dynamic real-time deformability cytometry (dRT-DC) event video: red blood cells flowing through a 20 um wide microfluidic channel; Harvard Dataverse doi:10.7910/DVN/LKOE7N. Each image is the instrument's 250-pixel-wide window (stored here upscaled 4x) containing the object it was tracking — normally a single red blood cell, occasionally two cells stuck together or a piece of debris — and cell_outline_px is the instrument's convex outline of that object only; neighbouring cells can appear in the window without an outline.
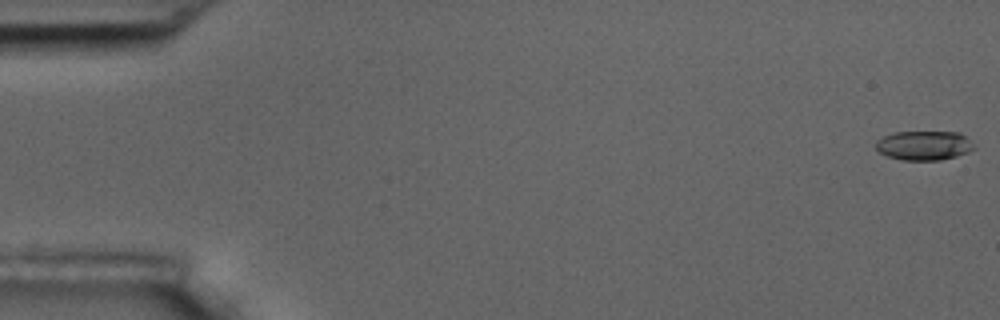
{"species": "common noctule bat (a hibernating species)", "species_latin": "Nyctalus noctula", "temperature_condition": "room temperature", "stored_images_in_passage": 54, "camera_frame_rate_fps": 3000, "um_per_image_px": 0.085, "animal": {"sex": "male", "body_mass_g": 17.5, "forearm_length_mm": 52.3}, "frame": {"image": 1, "passage_image": 1, "time_ms": 0.0, "image_size_px": [1000, 320], "cell_outline_px": [[976, 148], [968, 152], [956, 156], [940, 160], [904, 160], [888, 156], [880, 152], [876, 148], [876, 140], [884, 136], [896, 132], [960, 132]], "centroid_in_image_um": [78.54, 12.36], "position_along_channel_um": 6.5, "area_um2": 16.59}}
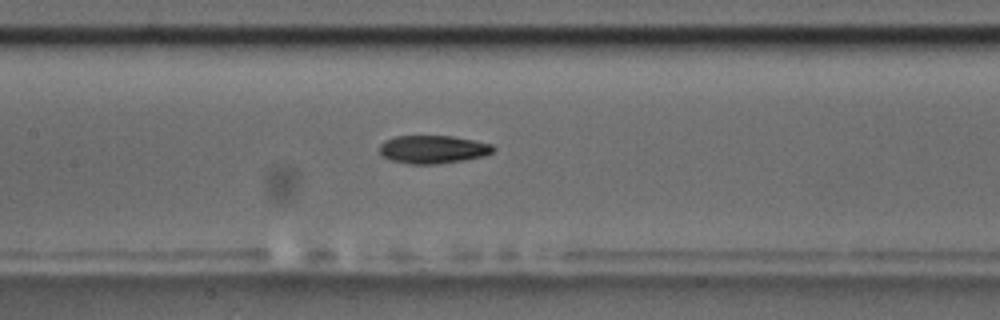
{"frame": {"image": 2, "passage_image": 27, "time_ms": 8.667, "image_size_px": [1000, 320], "cell_outline_px": [[496, 148], [492, 152], [484, 156], [464, 160], [432, 164], [412, 164], [392, 160], [384, 156], [380, 152], [380, 144], [384, 140], [396, 136], [452, 136], [492, 144]], "centroid_in_image_um": [36.81, 12.69], "position_along_channel_um": 170.6, "area_um2": 18.44}}
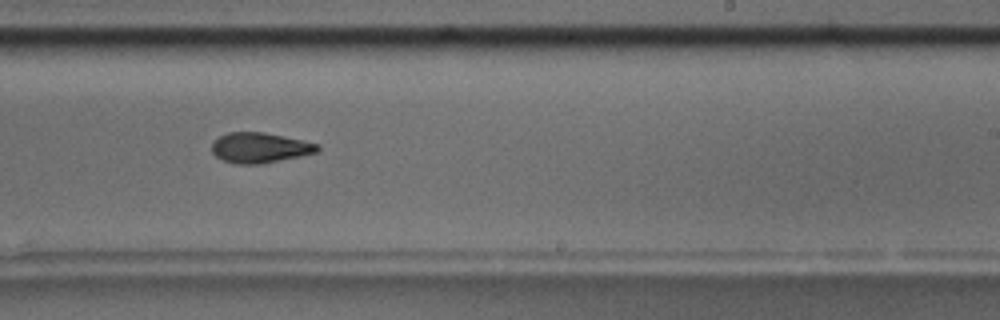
{"frame": {"image": 3, "passage_image": 35, "time_ms": 11.333, "image_size_px": [1000, 320], "cell_outline_px": [[320, 148], [316, 152], [300, 156], [280, 160], [256, 164], [236, 164], [224, 160], [216, 156], [212, 152], [212, 144], [220, 136], [228, 132], [264, 132], [304, 140], [320, 144]], "centroid_in_image_um": [22.1, 12.55], "position_along_channel_um": 266.9, "area_um2": 18.5}}